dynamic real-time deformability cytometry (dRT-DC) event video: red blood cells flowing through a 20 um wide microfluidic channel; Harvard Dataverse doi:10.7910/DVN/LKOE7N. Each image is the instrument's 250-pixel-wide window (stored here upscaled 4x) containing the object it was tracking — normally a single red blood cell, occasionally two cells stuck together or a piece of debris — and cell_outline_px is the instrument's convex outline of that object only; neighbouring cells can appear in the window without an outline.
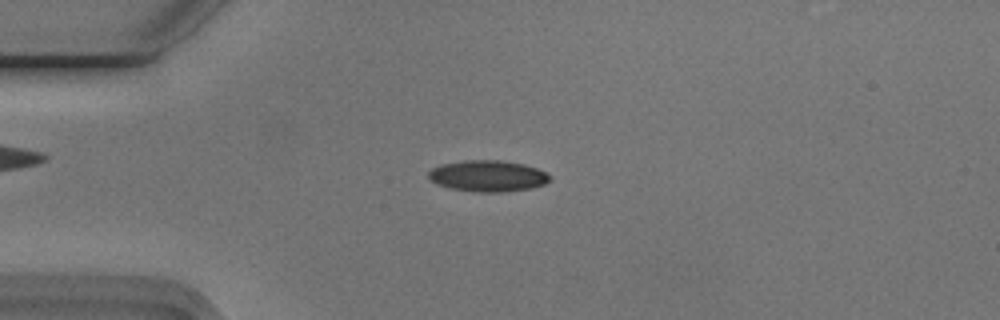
{"species": "Egyptian fruit bat (a non-hibernating species)", "species_latin": "Rousettus aegyptiacus", "temperature_condition": "cold", "stored_images_in_passage": 43, "camera_frame_rate_fps": 3000, "um_per_image_px": 0.085, "animal": {"sex": "male"}, "frame": {"image": 1, "passage_image": 2, "time_ms": 0.333, "image_size_px": [1000, 320], "cell_outline_px": [[552, 180], [544, 184], [532, 188], [504, 192], [472, 192], [452, 188], [436, 184], [428, 180], [428, 172], [432, 168], [440, 164], [464, 160], [504, 160], [524, 164], [536, 168], [552, 176]], "centroid_in_image_um": [41.46, 14.96], "position_along_channel_um": 43.5, "area_um2": 22.43}}
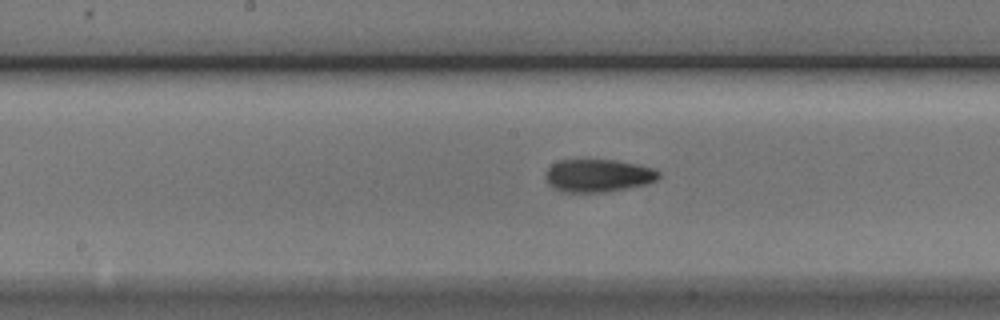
{"frame": {"image": 2, "passage_image": 16, "time_ms": 5.0, "image_size_px": [1000, 320], "cell_outline_px": [[660, 176], [656, 180], [648, 184], [628, 188], [604, 192], [560, 192], [552, 188], [548, 184], [544, 176], [548, 168], [552, 164], [560, 160], [616, 160], [636, 164], [652, 168], [660, 172]], "centroid_in_image_um": [50.81, 14.93], "position_along_channel_um": 197.4, "area_um2": 21.79}}
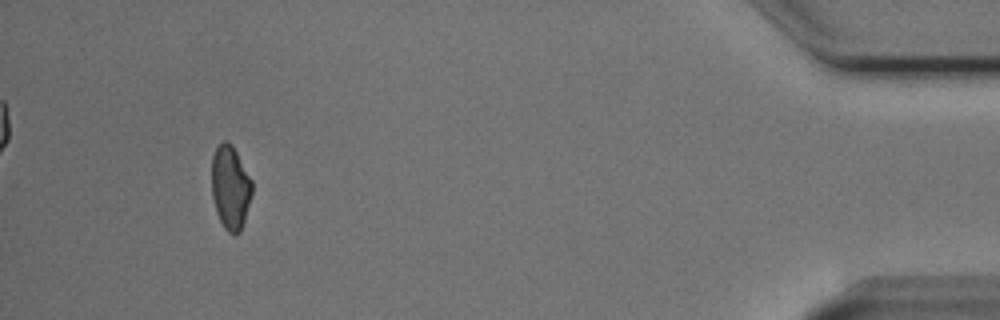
{"frame": {"image": 3, "passage_image": 39, "time_ms": 12.667, "image_size_px": [1000, 320], "cell_outline_px": [[252, 192], [244, 220], [240, 232], [236, 236], [232, 236], [224, 228], [216, 212], [212, 196], [212, 156], [216, 148], [224, 140], [228, 140], [232, 144], [252, 180]], "centroid_in_image_um": [19.58, 15.94], "position_along_channel_um": 415.6, "area_um2": 19.77}, "authors_computed_cell_mechanics": {"area_um2": 20.6924, "velocity_mm_per_s": 3.7559, "shape_relaxation_time_tau1_ms": 6.2651, "shape_relaxation_time_tau2_ms": 1.9903, "deformation_change_tau1": 0.166, "deformation_change_tau2": 0.0736}}